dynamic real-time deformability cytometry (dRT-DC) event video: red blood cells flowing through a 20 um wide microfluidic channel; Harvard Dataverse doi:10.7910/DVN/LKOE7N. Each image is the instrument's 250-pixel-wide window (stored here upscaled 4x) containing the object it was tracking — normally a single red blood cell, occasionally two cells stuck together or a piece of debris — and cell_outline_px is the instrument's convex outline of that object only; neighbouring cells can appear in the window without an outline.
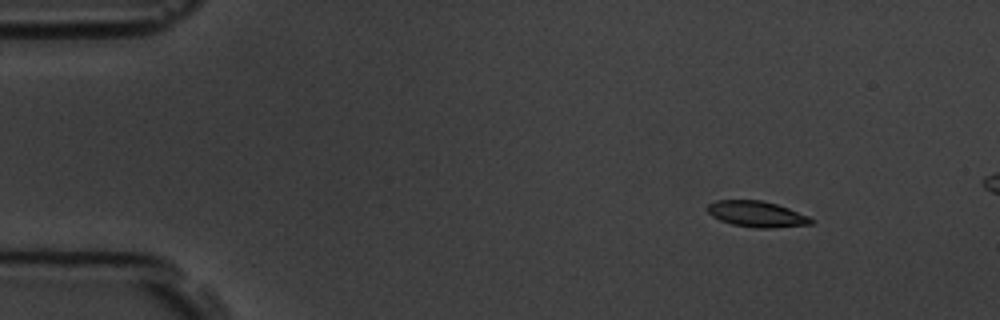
{"species": "common noctule bat (a hibernating species)", "species_latin": "Nyctalus noctula", "temperature_condition": "room temperature", "stored_images_in_passage": 5, "camera_frame_rate_fps": 3000, "um_per_image_px": 0.085, "animal": {"sex": "male", "body_mass_g": 19.5, "forearm_length_mm": 54.6}, "frame": {"image": 1, "passage_image": 2, "time_ms": 1.0, "image_size_px": [1000, 320], "cell_outline_px": [[816, 220], [812, 224], [772, 228], [756, 228], [732, 224], [720, 220], [712, 216], [708, 212], [708, 204], [716, 200], [760, 200], [776, 204], [788, 208], [808, 216]], "centroid_in_image_um": [64.34, 18.2], "position_along_channel_um": 20.7, "area_um2": 15.61}}